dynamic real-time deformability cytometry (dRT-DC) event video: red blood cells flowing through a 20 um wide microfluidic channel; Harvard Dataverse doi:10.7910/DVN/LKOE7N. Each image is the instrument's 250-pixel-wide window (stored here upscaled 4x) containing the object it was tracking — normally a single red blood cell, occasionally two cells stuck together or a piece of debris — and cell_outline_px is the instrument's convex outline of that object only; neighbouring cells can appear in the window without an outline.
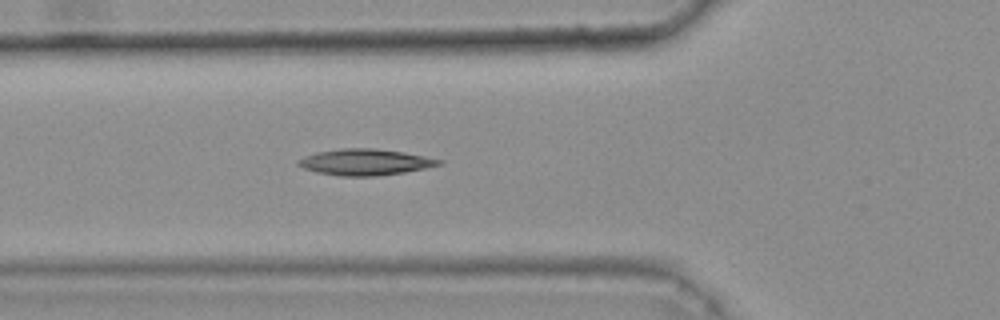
{"species": "common noctule bat (a hibernating species)", "species_latin": "Nyctalus noctula", "temperature_condition": "warm", "stored_images_in_passage": 32, "camera_frame_rate_fps": 3000, "um_per_image_px": 0.085, "animal": {"sex": "female", "body_mass_g": 25.1}, "frame": {"image": 1, "passage_image": 5, "time_ms": 1.333, "image_size_px": [1000, 320], "cell_outline_px": [[444, 160], [440, 164], [424, 168], [404, 172], [376, 176], [340, 176], [316, 172], [304, 168], [296, 164], [296, 160], [304, 156], [316, 152], [340, 148], [376, 148], [404, 152]], "centroid_in_image_um": [30.99, 13.77], "position_along_channel_um": 94.8, "area_um2": 21.5}, "authors_computed_cell_mechanics": {"area_um2": 19.5942, "velocity_mm_per_s": 3.8136, "shape_relaxation_time_tau1_ms": null, "shape_relaxation_time_tau2_ms": 7.6043, "deformation_change_tau1": null, "deformation_change_tau2": 0.1975}}